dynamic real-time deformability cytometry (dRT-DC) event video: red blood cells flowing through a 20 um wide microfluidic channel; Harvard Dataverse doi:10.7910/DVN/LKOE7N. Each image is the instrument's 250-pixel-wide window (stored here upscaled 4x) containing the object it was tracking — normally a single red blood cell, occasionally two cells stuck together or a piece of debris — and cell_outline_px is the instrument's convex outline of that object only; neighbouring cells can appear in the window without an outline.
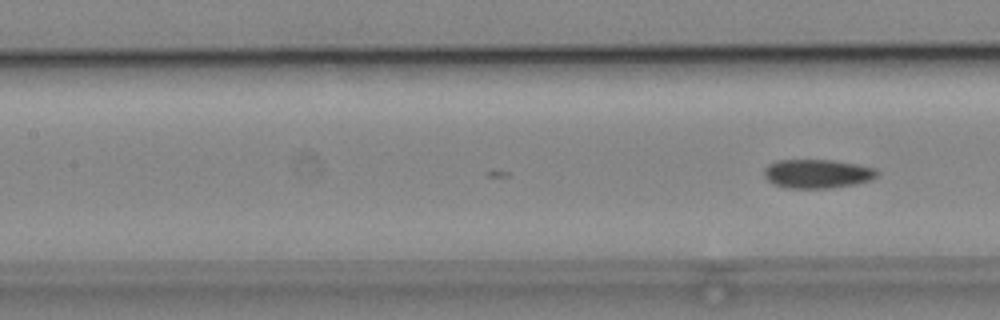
{"species": "common noctule bat (a hibernating species)", "species_latin": "Nyctalus noctula", "temperature_condition": "cold", "stored_images_in_passage": 11, "camera_frame_rate_fps": 3000, "um_per_image_px": 0.085, "animal": {"sex": "male", "body_mass_g": 19.2, "forearm_length_mm": 51.8}, "frame": {"image": 1, "passage_image": 11, "time_ms": 3.333, "image_size_px": [1000, 320], "cell_outline_px": [[876, 176], [868, 180], [852, 184], [828, 188], [788, 188], [772, 184], [764, 176], [764, 168], [768, 164], [776, 160], [832, 160], [856, 164], [876, 168]], "centroid_in_image_um": [69.39, 14.76], "position_along_channel_um": 138.0, "area_um2": 18.84}}